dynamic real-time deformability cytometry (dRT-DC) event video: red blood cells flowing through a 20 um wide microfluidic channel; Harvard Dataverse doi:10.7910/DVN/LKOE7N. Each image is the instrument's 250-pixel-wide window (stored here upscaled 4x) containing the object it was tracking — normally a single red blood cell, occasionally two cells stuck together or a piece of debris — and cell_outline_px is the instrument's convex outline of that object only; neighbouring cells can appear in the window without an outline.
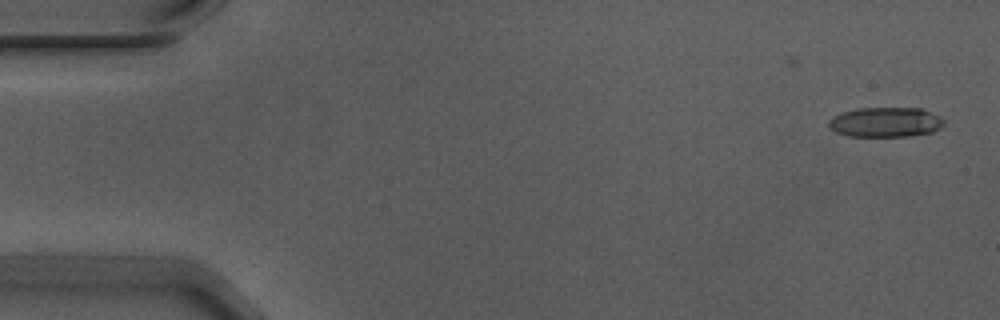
{"species": "Egyptian fruit bat (a non-hibernating species)", "species_latin": "Rousettus aegyptiacus", "temperature_condition": "warm", "stored_images_in_passage": 55, "camera_frame_rate_fps": 3000, "um_per_image_px": 0.085, "animal": {"sex": "male"}, "frame": {"image": 1, "passage_image": 2, "time_ms": 0.333, "image_size_px": [1000, 320], "cell_outline_px": [[944, 124], [940, 128], [932, 132], [908, 136], [848, 136], [836, 132], [828, 124], [828, 120], [832, 116], [856, 108], [920, 108], [940, 116], [944, 120]], "centroid_in_image_um": [75.27, 10.38], "position_along_channel_um": 9.7, "area_um2": 20.0}}
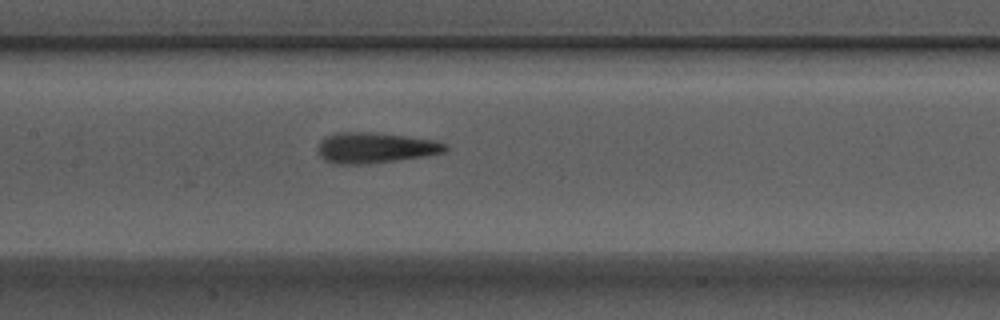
{"frame": {"image": 2, "passage_image": 26, "time_ms": 8.333, "image_size_px": [1000, 320], "cell_outline_px": [[448, 148], [444, 152], [424, 156], [368, 164], [332, 164], [324, 160], [320, 156], [316, 148], [316, 144], [320, 140], [336, 132], [368, 132], [404, 136], [436, 140], [444, 144]], "centroid_in_image_um": [31.81, 12.57], "position_along_channel_um": 175.6, "area_um2": 22.77}}
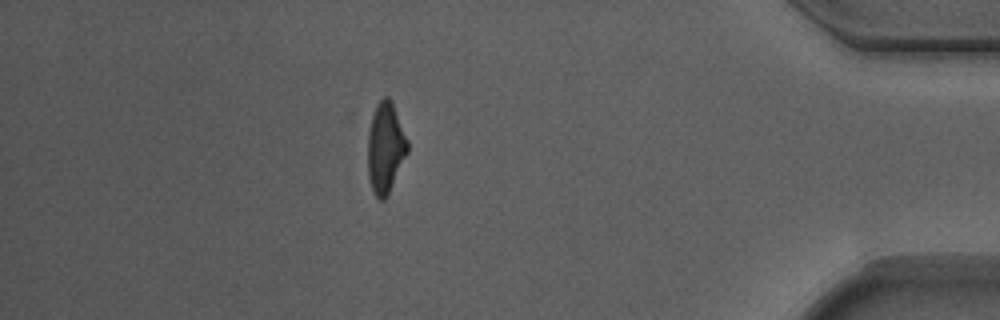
{"frame": {"image": 3, "passage_image": 48, "time_ms": 15.667, "image_size_px": [1000, 320], "cell_outline_px": [[408, 152], [384, 200], [380, 200], [372, 192], [368, 176], [368, 132], [372, 116], [376, 104], [384, 96], [388, 96], [392, 104], [408, 140]], "centroid_in_image_um": [32.74, 12.56], "position_along_channel_um": 402.5, "area_um2": 20.63}, "authors_computed_cell_mechanics": {"area_um2": 21.2704, "velocity_mm_per_s": 3.7449, "shape_relaxation_time_tau1_ms": 9.4536, "shape_relaxation_time_tau2_ms": 2.6466, "deformation_change_tau1": 0.2906, "deformation_change_tau2": 0.1567}}